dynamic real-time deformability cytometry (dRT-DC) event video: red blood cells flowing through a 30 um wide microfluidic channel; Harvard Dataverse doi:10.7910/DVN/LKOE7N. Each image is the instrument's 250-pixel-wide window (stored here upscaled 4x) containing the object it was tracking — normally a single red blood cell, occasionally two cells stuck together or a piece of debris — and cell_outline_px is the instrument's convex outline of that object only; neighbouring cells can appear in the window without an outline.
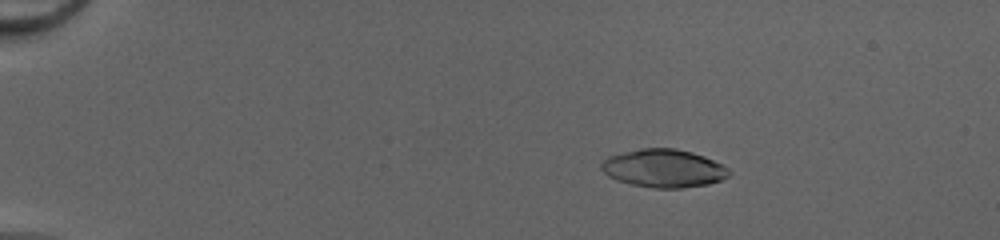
{"species": "common noctule bat (a hibernating species)", "species_latin": "Nyctalus noctula", "temperature_condition": "cold", "stored_images_in_passage": 51, "camera_frame_rate_fps": 3000, "um_per_image_px": 0.085, "animal": {"sex": "female", "body_mass_g": 20.0, "forearm_length_mm": 54.0}, "frame": {"image": 1, "passage_image": 10, "time_ms": 3.0, "image_size_px": [1000, 240], "cell_outline_px": [[732, 172], [728, 176], [720, 180], [708, 184], [680, 188], [652, 188], [632, 184], [616, 180], [608, 176], [600, 168], [600, 164], [608, 156], [640, 148], [676, 148], [692, 152], [704, 156], [728, 168]], "centroid_in_image_um": [56.39, 14.3], "position_along_channel_um": 28.6, "area_um2": 28.32}}
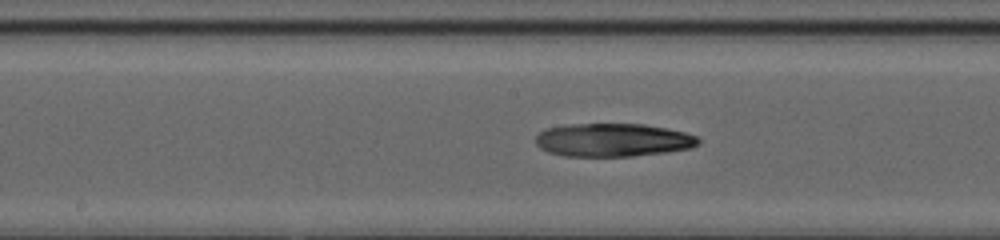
{"frame": {"image": 2, "passage_image": 29, "time_ms": 9.333, "image_size_px": [1000, 240], "cell_outline_px": [[700, 144], [692, 148], [668, 152], [632, 156], [564, 156], [548, 152], [540, 148], [536, 144], [536, 136], [544, 128], [564, 124], [644, 124], [684, 132], [696, 136], [700, 140]], "centroid_in_image_um": [52.08, 11.9], "position_along_channel_um": 196.1, "area_um2": 31.73}}
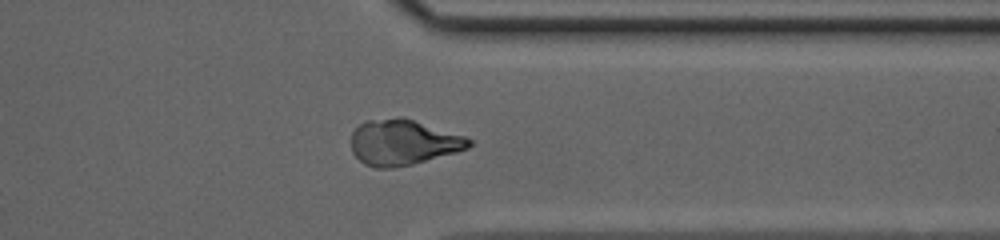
{"frame": {"image": 3, "passage_image": 42, "time_ms": 13.667, "image_size_px": [1000, 240], "cell_outline_px": [[472, 144], [468, 148], [456, 152], [412, 164], [392, 168], [376, 168], [364, 164], [352, 152], [352, 132], [360, 124], [368, 120], [400, 116], [464, 136], [472, 140]], "centroid_in_image_um": [34.24, 12.1], "position_along_channel_um": 377.2, "area_um2": 30.98}}